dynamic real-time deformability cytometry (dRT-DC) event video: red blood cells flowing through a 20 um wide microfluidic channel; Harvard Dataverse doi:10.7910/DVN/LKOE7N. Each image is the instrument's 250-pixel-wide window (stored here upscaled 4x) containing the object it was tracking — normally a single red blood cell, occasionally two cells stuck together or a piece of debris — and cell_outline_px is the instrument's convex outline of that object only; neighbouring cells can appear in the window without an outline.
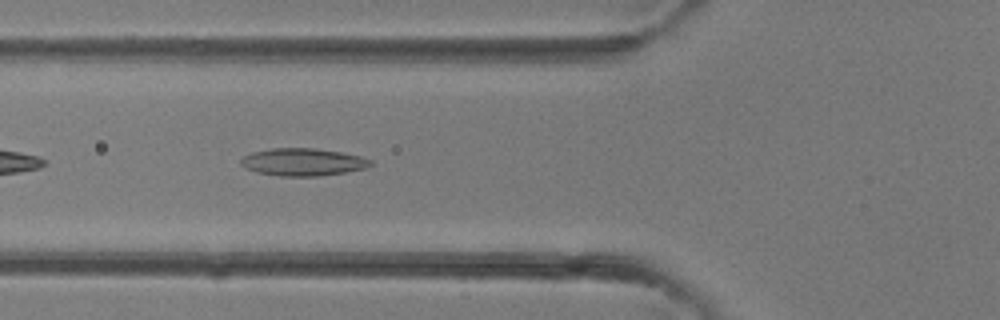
{"species": "common noctule bat (a hibernating species)", "species_latin": "Nyctalus noctula", "temperature_condition": "room temperature", "stored_images_in_passage": 40, "camera_frame_rate_fps": 3000, "um_per_image_px": 0.085, "animal": {"sex": "female"}, "frame": {"image": 1, "passage_image": 15, "time_ms": 4.667, "image_size_px": [1000, 320], "cell_outline_px": [[372, 164], [368, 168], [320, 176], [280, 176], [256, 172], [244, 168], [240, 164], [240, 160], [244, 156], [252, 152], [272, 148], [316, 148], [340, 152], [360, 156], [372, 160]], "centroid_in_image_um": [25.73, 13.77], "position_along_channel_um": 100.1, "area_um2": 20.87}}
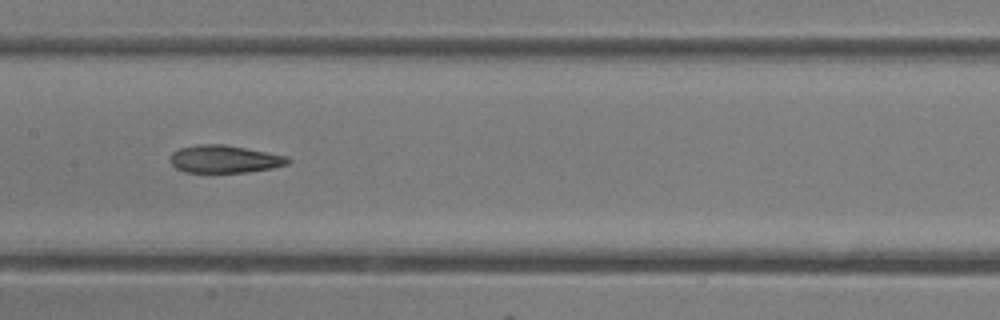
{"frame": {"image": 2, "passage_image": 20, "time_ms": 6.333, "image_size_px": [1000, 320], "cell_outline_px": [[292, 160], [288, 164], [272, 168], [248, 172], [184, 172], [176, 168], [168, 160], [172, 152], [180, 148], [196, 144], [224, 144], [284, 156]], "centroid_in_image_um": [19.02, 13.52], "position_along_channel_um": 188.4, "area_um2": 18.84}}
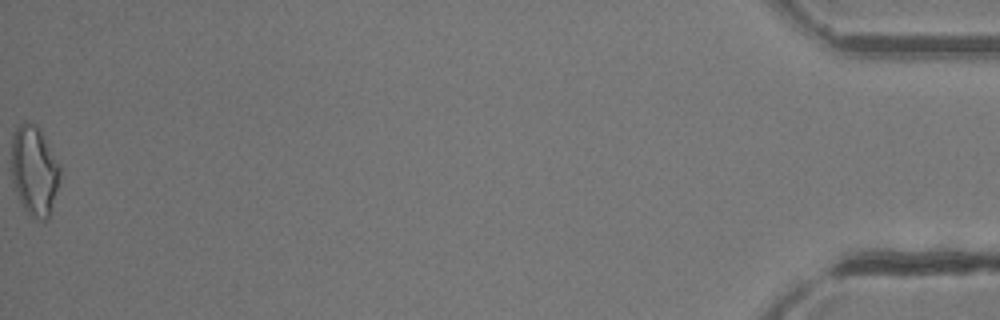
{"frame": {"image": 3, "passage_image": 40, "time_ms": 13.0, "image_size_px": [1000, 320], "cell_outline_px": [[60, 180], [48, 220], [40, 220], [24, 212], [12, 184], [12, 132], [16, 124], [24, 120], [36, 124], [60, 164]], "centroid_in_image_um": [2.89, 14.5], "position_along_channel_um": 432.3, "area_um2": 25.89}}